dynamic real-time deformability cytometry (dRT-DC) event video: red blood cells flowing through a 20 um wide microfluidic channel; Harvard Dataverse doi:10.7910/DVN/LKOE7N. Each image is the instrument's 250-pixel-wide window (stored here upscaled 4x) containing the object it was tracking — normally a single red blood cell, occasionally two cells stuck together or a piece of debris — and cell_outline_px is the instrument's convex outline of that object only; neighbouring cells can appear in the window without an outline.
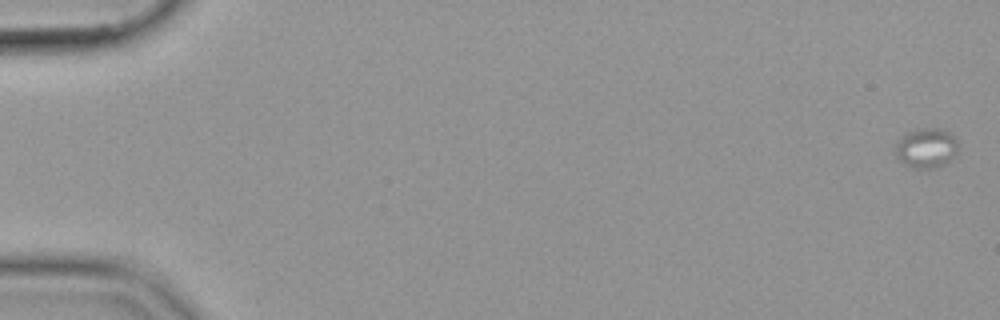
{"species": "common noctule bat (a hibernating species)", "species_latin": "Nyctalus noctula", "temperature_condition": "cold", "stored_images_in_passage": 56, "camera_frame_rate_fps": 3000, "um_per_image_px": 0.085, "animal": {"sex": "female", "body_mass_g": 19.9}, "frame": {"image": 1, "passage_image": 1, "time_ms": 0.0, "image_size_px": [1000, 320], "cell_outline_px": [[956, 152], [948, 160], [936, 168], [916, 168], [904, 164], [896, 160], [896, 144], [908, 132], [924, 128], [940, 128], [956, 136]], "centroid_in_image_um": [78.72, 12.58], "position_along_channel_um": 6.3, "area_um2": 14.22}}
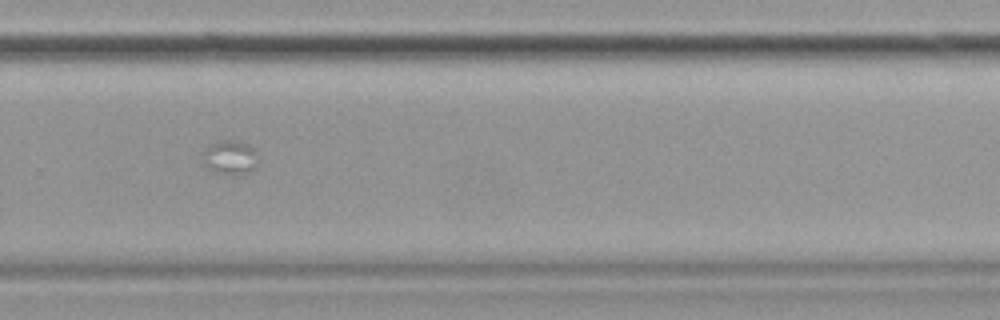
{"frame": {"image": 2, "passage_image": 40, "time_ms": 13.0, "image_size_px": [1000, 320], "cell_outline_px": [[256, 168], [248, 172], [236, 176], [232, 176], [216, 172], [204, 164], [204, 152], [208, 144], [224, 140], [232, 140], [248, 144], [256, 152]], "centroid_in_image_um": [19.57, 13.4], "position_along_channel_um": 310.2, "area_um2": 10.92}}
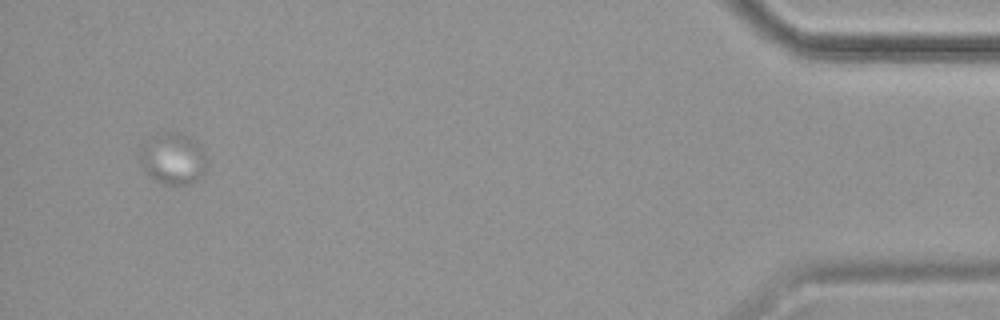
{"frame": {"image": 3, "passage_image": 55, "time_ms": 18.0, "image_size_px": [1000, 320], "cell_outline_px": [[208, 164], [204, 176], [188, 184], [164, 184], [148, 176], [144, 172], [136, 156], [140, 144], [160, 132], [180, 132], [196, 140], [204, 148], [208, 160]], "centroid_in_image_um": [14.69, 13.46], "position_along_channel_um": 420.5, "area_um2": 21.1}}